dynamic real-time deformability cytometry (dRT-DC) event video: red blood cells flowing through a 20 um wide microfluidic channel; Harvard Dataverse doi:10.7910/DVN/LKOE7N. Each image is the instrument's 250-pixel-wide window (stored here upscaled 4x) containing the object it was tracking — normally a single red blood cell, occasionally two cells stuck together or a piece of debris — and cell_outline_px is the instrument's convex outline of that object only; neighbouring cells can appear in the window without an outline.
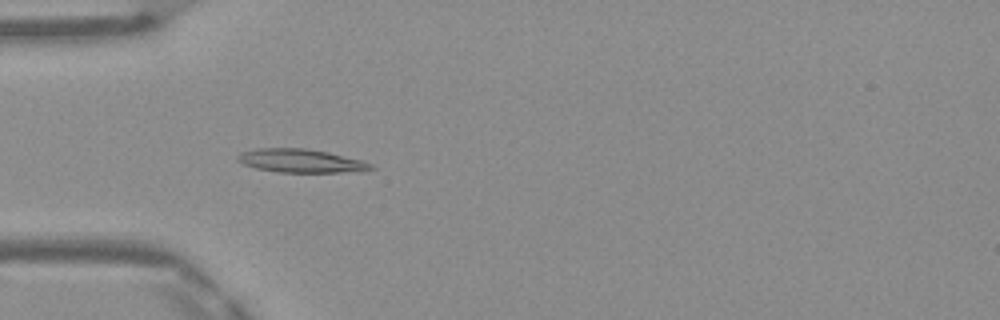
{"species": "Egyptian fruit bat (a non-hibernating species)", "species_latin": "Rousettus aegyptiacus", "temperature_condition": "warm", "stored_images_in_passage": 48, "camera_frame_rate_fps": 3000, "um_per_image_px": 0.085, "frame": {"image": 1, "passage_image": 14, "time_ms": 4.333, "image_size_px": [1000, 320], "cell_outline_px": [[376, 168], [360, 172], [276, 172], [256, 168], [244, 164], [236, 160], [236, 156], [240, 152], [256, 148], [304, 148], [328, 152], [360, 160], [372, 164]], "centroid_in_image_um": [25.56, 13.67], "position_along_channel_um": 59.4, "area_um2": 18.32}}
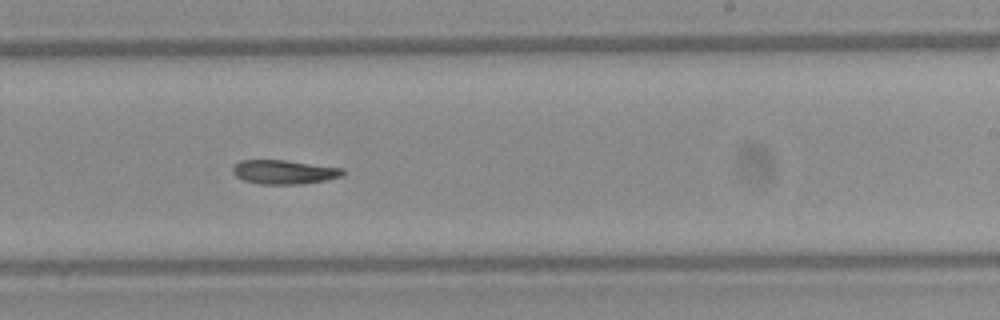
{"frame": {"image": 2, "passage_image": 29, "time_ms": 9.333, "image_size_px": [1000, 320], "cell_outline_px": [[344, 176], [324, 180], [300, 184], [260, 184], [244, 180], [236, 176], [232, 172], [232, 168], [240, 160], [284, 160], [344, 168]], "centroid_in_image_um": [24.15, 14.62], "position_along_channel_um": 264.8, "area_um2": 15.37}}
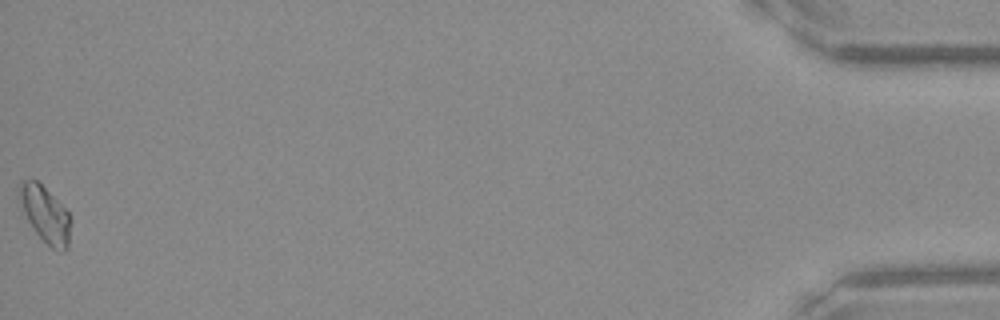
{"frame": {"image": 3, "passage_image": 48, "time_ms": 15.667, "image_size_px": [1000, 320], "cell_outline_px": [[72, 220], [68, 248], [64, 252], [60, 252], [52, 248], [36, 232], [20, 208], [20, 184], [24, 180], [36, 180], [68, 212]], "centroid_in_image_um": [3.88, 18.28], "position_along_channel_um": 431.3, "area_um2": 16.47}}